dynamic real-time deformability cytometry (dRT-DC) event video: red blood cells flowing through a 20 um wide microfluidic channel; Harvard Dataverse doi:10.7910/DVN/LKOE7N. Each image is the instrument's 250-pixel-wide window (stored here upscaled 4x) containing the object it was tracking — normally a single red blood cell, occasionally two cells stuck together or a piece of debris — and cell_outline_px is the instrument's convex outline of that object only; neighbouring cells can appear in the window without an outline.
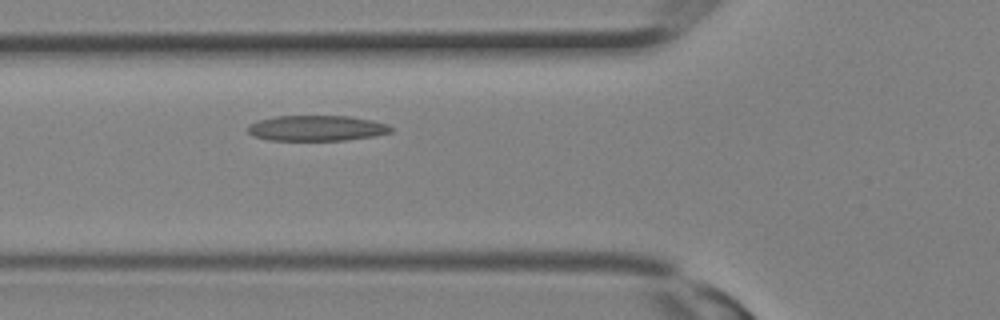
{"species": "Egyptian fruit bat (a non-hibernating species)", "species_latin": "Rousettus aegyptiacus", "temperature_condition": "room temperature", "stored_images_in_passage": 5, "camera_frame_rate_fps": 3000, "um_per_image_px": 0.085, "animal": {"sex": "female"}, "frame": {"image": 1, "passage_image": 5, "time_ms": 1.333, "image_size_px": [1000, 320], "cell_outline_px": [[392, 132], [372, 136], [344, 140], [268, 140], [252, 136], [248, 132], [248, 124], [260, 120], [276, 116], [348, 116], [372, 120], [388, 124], [392, 128]], "centroid_in_image_um": [26.9, 10.89], "position_along_channel_um": 98.9, "area_um2": 21.21}}